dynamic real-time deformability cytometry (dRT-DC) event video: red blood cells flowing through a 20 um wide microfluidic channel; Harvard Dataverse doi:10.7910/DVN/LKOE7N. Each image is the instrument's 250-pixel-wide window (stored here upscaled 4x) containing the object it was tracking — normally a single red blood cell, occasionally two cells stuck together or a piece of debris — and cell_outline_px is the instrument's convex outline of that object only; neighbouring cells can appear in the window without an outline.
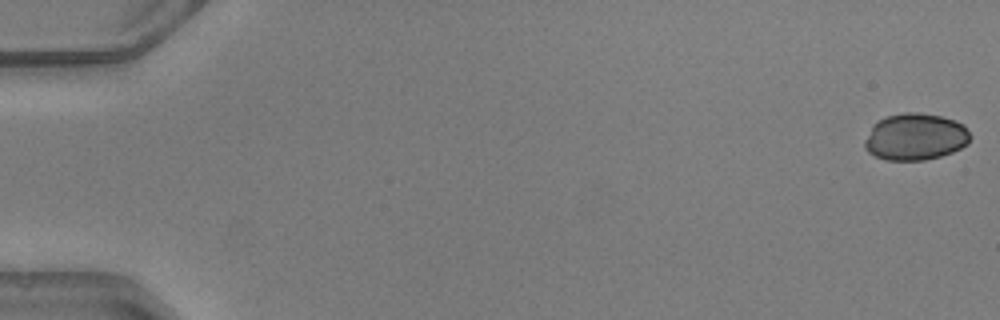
{"species": "common noctule bat (a hibernating species)", "species_latin": "Nyctalus noctula", "temperature_condition": "warm", "stored_images_in_passage": 50, "camera_frame_rate_fps": 3000, "um_per_image_px": 0.085, "animal": {"sex": "male", "body_mass_g": 20.5, "forearm_length_mm": 52.5}, "frame": {"image": 1, "passage_image": 1, "time_ms": 0.0, "image_size_px": [1000, 320], "cell_outline_px": [[972, 136], [968, 144], [952, 152], [940, 156], [924, 160], [884, 160], [868, 152], [864, 148], [864, 140], [872, 124], [888, 116], [904, 112], [920, 112], [940, 116], [956, 120], [964, 124]], "centroid_in_image_um": [77.81, 11.62], "position_along_channel_um": 7.2, "area_um2": 29.07}}
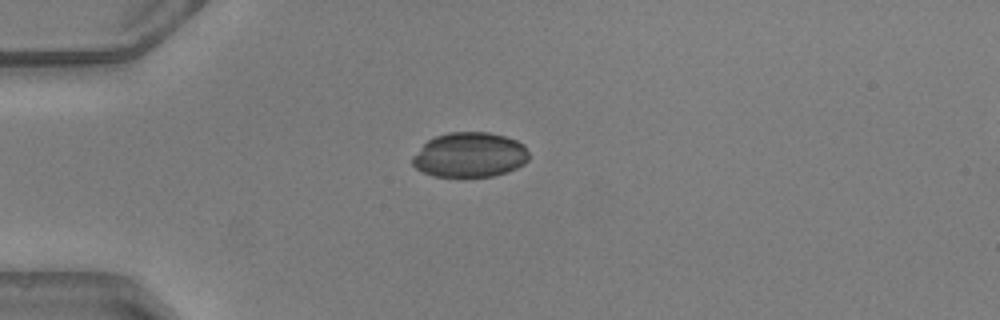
{"frame": {"image": 2, "passage_image": 14, "time_ms": 4.333, "image_size_px": [1000, 320], "cell_outline_px": [[528, 160], [524, 164], [508, 172], [492, 176], [432, 176], [416, 168], [412, 164], [412, 156], [428, 140], [436, 136], [448, 132], [488, 132], [504, 136], [516, 140], [524, 144], [528, 152]], "centroid_in_image_um": [39.94, 13.16], "position_along_channel_um": 45.1, "area_um2": 30.4}}
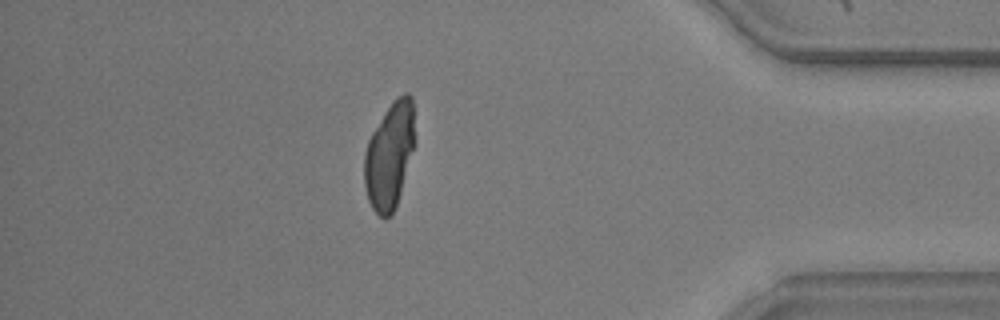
{"frame": {"image": 3, "passage_image": 44, "time_ms": 14.333, "image_size_px": [1000, 320], "cell_outline_px": [[412, 148], [400, 192], [396, 204], [392, 212], [384, 220], [372, 208], [368, 200], [364, 184], [364, 152], [368, 140], [372, 132], [396, 96], [404, 92], [408, 92], [412, 96]], "centroid_in_image_um": [33.05, 13.23], "position_along_channel_um": 402.2, "area_um2": 30.23}}